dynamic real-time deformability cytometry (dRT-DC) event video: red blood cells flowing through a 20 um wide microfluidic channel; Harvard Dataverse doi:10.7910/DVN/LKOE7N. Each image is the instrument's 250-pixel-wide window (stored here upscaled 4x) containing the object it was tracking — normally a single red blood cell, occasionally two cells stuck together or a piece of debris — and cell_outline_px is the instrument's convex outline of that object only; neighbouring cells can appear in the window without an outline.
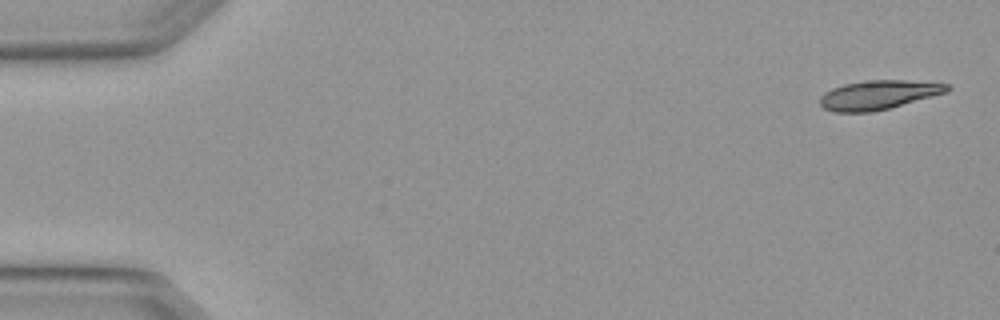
{"species": "Egyptian fruit bat (a non-hibernating species)", "species_latin": "Rousettus aegyptiacus", "temperature_condition": "warm", "stored_images_in_passage": 5, "camera_frame_rate_fps": 3000, "um_per_image_px": 0.085, "animal": {"sex": "female"}, "frame": {"image": 1, "passage_image": 1, "time_ms": 0.0, "image_size_px": [1000, 320], "cell_outline_px": [[952, 88], [948, 92], [888, 108], [872, 112], [832, 112], [824, 108], [820, 104], [820, 96], [824, 92], [832, 88], [844, 84], [864, 80], [904, 80], [948, 84]], "centroid_in_image_um": [74.64, 8.06], "position_along_channel_um": 10.4, "area_um2": 21.56}}
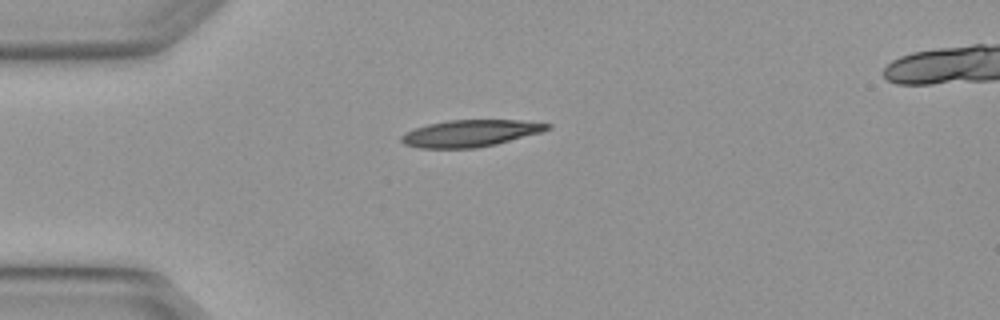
{"frame": {"image": 2, "passage_image": 4, "time_ms": 1.0, "image_size_px": [1000, 320], "cell_outline_px": [[552, 128], [540, 132], [496, 144], [476, 148], [420, 148], [404, 144], [400, 140], [400, 136], [416, 128], [428, 124], [448, 120], [520, 120], [552, 124]], "centroid_in_image_um": [39.98, 11.33], "position_along_channel_um": 45.0, "area_um2": 22.66}}